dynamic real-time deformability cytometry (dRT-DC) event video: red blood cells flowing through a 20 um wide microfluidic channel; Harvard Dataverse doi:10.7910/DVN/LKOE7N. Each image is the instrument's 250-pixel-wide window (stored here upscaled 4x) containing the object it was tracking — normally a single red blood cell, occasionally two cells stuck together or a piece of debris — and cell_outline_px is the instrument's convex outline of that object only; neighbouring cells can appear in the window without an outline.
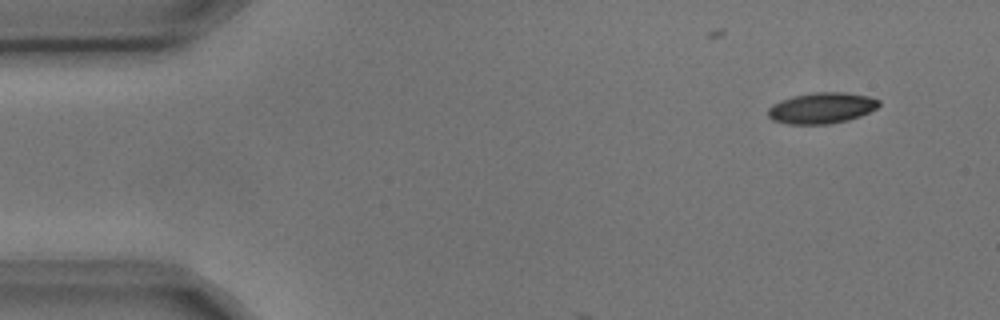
{"species": "common noctule bat (a hibernating species)", "species_latin": "Nyctalus noctula", "temperature_condition": "cold", "stored_images_in_passage": 5, "camera_frame_rate_fps": 3000, "um_per_image_px": 0.085, "animal": {"sex": "male", "body_mass_g": 17.9, "forearm_length_mm": 54.2}, "frame": {"image": 1, "passage_image": 1, "time_ms": 0.0, "image_size_px": [1000, 320], "cell_outline_px": [[880, 104], [876, 108], [860, 116], [848, 120], [828, 124], [788, 124], [772, 120], [768, 116], [768, 108], [772, 104], [780, 100], [792, 96], [812, 92], [848, 92], [868, 96], [880, 100]], "centroid_in_image_um": [69.82, 9.17], "position_along_channel_um": 15.2, "area_um2": 20.17}}
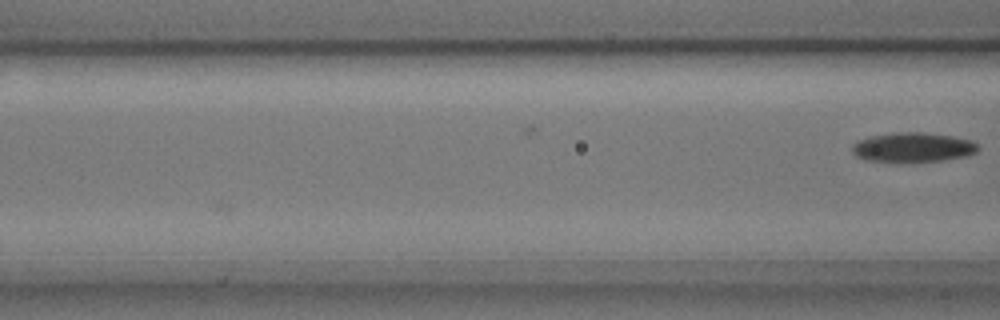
{"frame": {"image": 2, "passage_image": 5, "time_ms": 1.333, "image_size_px": [1000, 320], "cell_outline_px": [[980, 148], [976, 152], [968, 156], [944, 160], [868, 160], [856, 156], [852, 152], [852, 144], [868, 136], [892, 132], [920, 132], [952, 136], [972, 140], [980, 144]], "centroid_in_image_um": [77.65, 12.49], "position_along_channel_um": 88.9, "area_um2": 21.39}}